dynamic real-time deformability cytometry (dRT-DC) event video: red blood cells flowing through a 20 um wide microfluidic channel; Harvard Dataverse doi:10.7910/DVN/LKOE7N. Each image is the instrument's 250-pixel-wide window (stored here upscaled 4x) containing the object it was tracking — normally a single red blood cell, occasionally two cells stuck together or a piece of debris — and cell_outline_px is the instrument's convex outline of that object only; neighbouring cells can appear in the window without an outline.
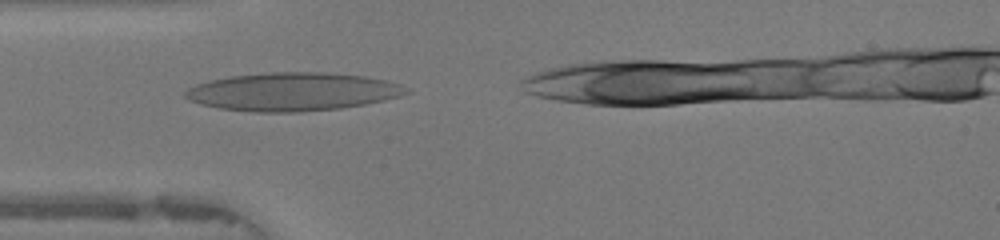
{"species": "human", "species_latin": "Homo sapiens", "temperature_condition": "warm", "stored_images_in_passage": 30, "camera_frame_rate_fps": 3000, "um_per_image_px": 0.085, "donor": {"sex": "female"}, "frame": {"image": 1, "passage_image": 2, "time_ms": 0.333, "image_size_px": [1000, 240], "cell_outline_px": [[408, 92], [400, 96], [384, 100], [364, 104], [340, 108], [296, 112], [256, 112], [220, 108], [200, 104], [188, 100], [184, 96], [184, 92], [188, 88], [196, 84], [208, 80], [232, 76], [272, 72], [324, 72], [364, 76], [384, 80], [400, 84], [408, 88]], "centroid_in_image_um": [24.84, 7.79], "position_along_channel_um": 60.2, "area_um2": 49.07}}
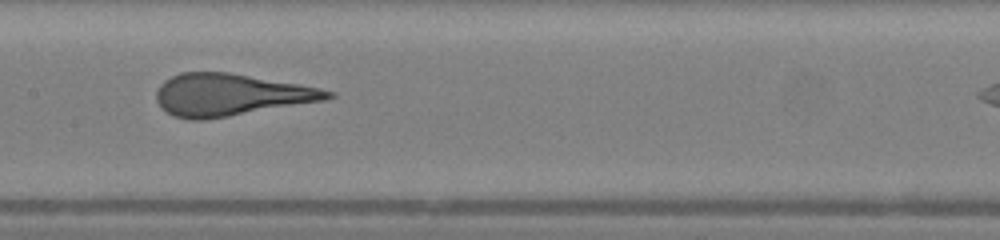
{"frame": {"image": 2, "passage_image": 11, "time_ms": 3.333, "image_size_px": [1000, 240], "cell_outline_px": [[336, 96], [324, 100], [204, 120], [188, 120], [176, 116], [160, 108], [156, 100], [156, 92], [160, 84], [164, 80], [180, 72], [228, 72], [300, 84], [320, 88], [336, 92]], "centroid_in_image_um": [19.57, 8.05], "position_along_channel_um": 187.8, "area_um2": 41.85}}
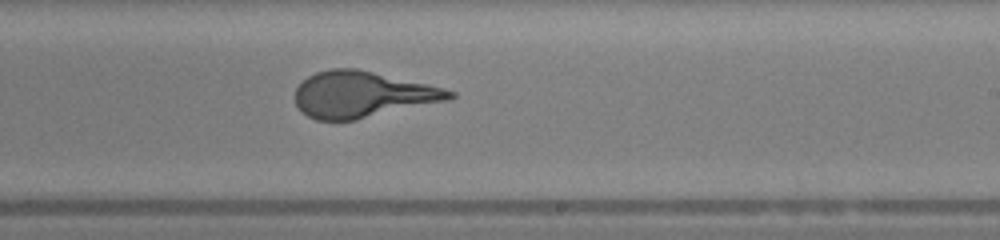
{"frame": {"image": 3, "passage_image": 16, "time_ms": 5.0, "image_size_px": [1000, 240], "cell_outline_px": [[456, 96], [452, 100], [356, 120], [316, 120], [308, 116], [296, 104], [296, 88], [308, 76], [316, 72], [332, 68], [356, 68], [428, 84], [444, 88], [456, 92]], "centroid_in_image_um": [30.86, 8.03], "position_along_channel_um": 258.1, "area_um2": 41.62}}